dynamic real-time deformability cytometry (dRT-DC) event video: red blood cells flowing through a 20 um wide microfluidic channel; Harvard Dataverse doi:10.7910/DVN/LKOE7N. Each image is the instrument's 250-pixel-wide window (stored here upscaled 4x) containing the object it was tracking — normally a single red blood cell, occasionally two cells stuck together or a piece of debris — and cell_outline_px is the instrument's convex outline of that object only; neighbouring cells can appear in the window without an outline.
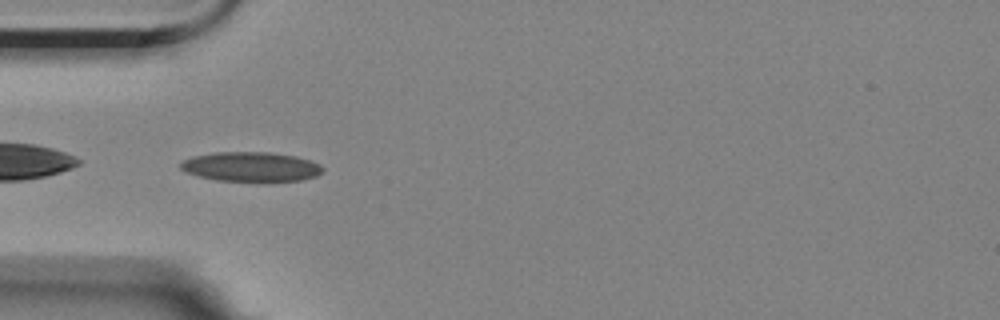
{"species": "Egyptian fruit bat (a non-hibernating species)", "species_latin": "Rousettus aegyptiacus", "temperature_condition": "room temperature", "stored_images_in_passage": 12, "camera_frame_rate_fps": 3000, "um_per_image_px": 0.085, "animal": {"sex": "female"}, "frame": {"image": 1, "passage_image": 5, "time_ms": 5.333, "image_size_px": [1000, 320], "cell_outline_px": [[324, 168], [316, 176], [300, 180], [216, 180], [196, 176], [184, 172], [180, 168], [180, 164], [184, 160], [192, 156], [212, 152], [268, 152], [296, 156], [320, 164]], "centroid_in_image_um": [21.27, 14.15], "position_along_channel_um": 63.7, "area_um2": 24.22}}
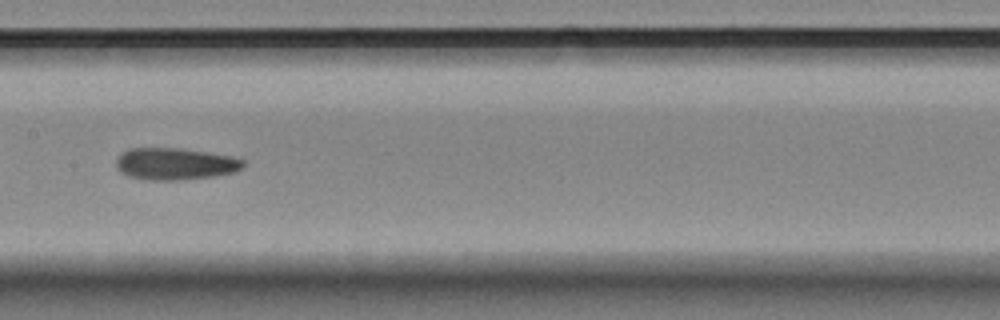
{"frame": {"image": 2, "passage_image": 8, "time_ms": 9.0, "image_size_px": [1000, 320], "cell_outline_px": [[244, 168], [236, 172], [212, 176], [176, 180], [152, 180], [128, 176], [120, 172], [116, 168], [116, 160], [128, 148], [180, 148], [232, 156], [244, 160]], "centroid_in_image_um": [14.9, 13.92], "position_along_channel_um": 192.5, "area_um2": 23.58}}
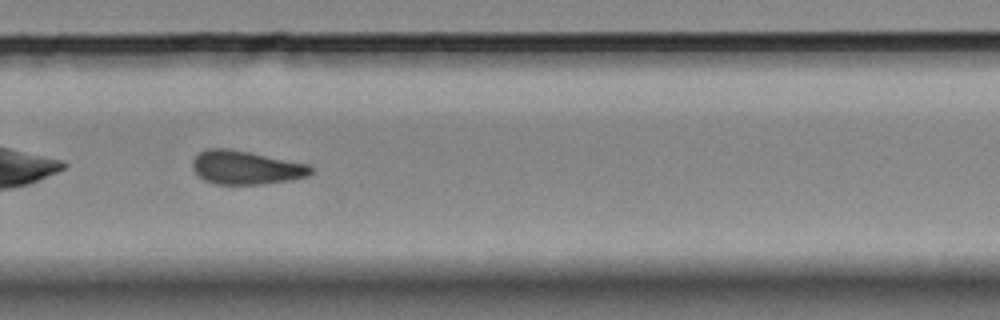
{"frame": {"image": 3, "passage_image": 11, "time_ms": 12.333, "image_size_px": [1000, 320], "cell_outline_px": [[312, 172], [308, 176], [292, 180], [264, 184], [216, 184], [204, 180], [192, 168], [192, 160], [200, 152], [208, 148], [228, 148], [308, 164], [312, 168]], "centroid_in_image_um": [20.9, 14.25], "position_along_channel_um": 308.9, "area_um2": 23.06}}